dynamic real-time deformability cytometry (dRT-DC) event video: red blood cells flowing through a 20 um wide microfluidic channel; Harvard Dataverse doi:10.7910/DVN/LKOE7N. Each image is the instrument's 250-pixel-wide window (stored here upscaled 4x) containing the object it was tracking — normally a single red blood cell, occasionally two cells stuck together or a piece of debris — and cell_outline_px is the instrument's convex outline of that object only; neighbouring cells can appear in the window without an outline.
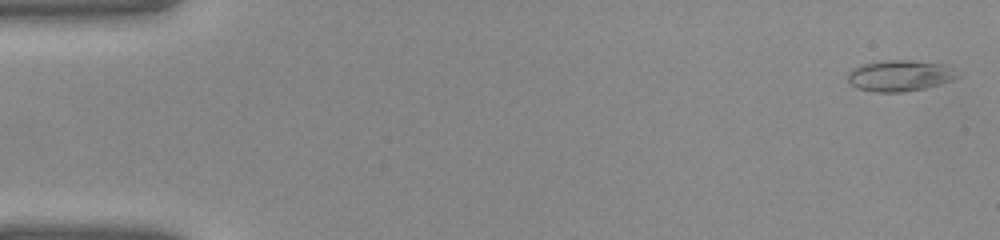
{"species": "common noctule bat (a hibernating species)", "species_latin": "Nyctalus noctula", "temperature_condition": "warm", "stored_images_in_passage": 32, "camera_frame_rate_fps": 3000, "um_per_image_px": 0.085, "animal": {"sex": "female", "body_mass_g": 22.0, "forearm_length_mm": 56.7}, "frame": {"image": 1, "passage_image": 1, "time_ms": 0.0, "image_size_px": [1000, 240], "cell_outline_px": [[960, 76], [952, 80], [940, 84], [924, 88], [900, 92], [876, 92], [856, 88], [848, 80], [848, 72], [864, 64], [884, 60], [908, 60], [944, 64], [952, 68]], "centroid_in_image_um": [76.5, 6.43], "position_along_channel_um": 8.5, "area_um2": 19.65}}